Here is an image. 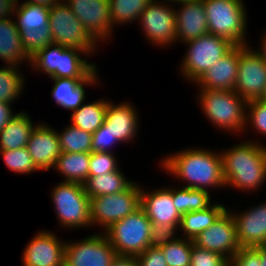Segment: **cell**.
<instances>
[{"mask_svg":"<svg viewBox=\"0 0 266 266\" xmlns=\"http://www.w3.org/2000/svg\"><path fill=\"white\" fill-rule=\"evenodd\" d=\"M212 151L200 147L184 148L166 155L159 164L167 174L184 182L182 187L206 191L227 188L221 152Z\"/></svg>","mask_w":266,"mask_h":266,"instance_id":"cell-1","label":"cell"},{"mask_svg":"<svg viewBox=\"0 0 266 266\" xmlns=\"http://www.w3.org/2000/svg\"><path fill=\"white\" fill-rule=\"evenodd\" d=\"M225 185L235 190L258 191L266 182V146L251 139L220 151Z\"/></svg>","mask_w":266,"mask_h":266,"instance_id":"cell-2","label":"cell"},{"mask_svg":"<svg viewBox=\"0 0 266 266\" xmlns=\"http://www.w3.org/2000/svg\"><path fill=\"white\" fill-rule=\"evenodd\" d=\"M88 55L81 49L52 43L30 57L29 66L50 78L86 79L98 68L95 63L88 62Z\"/></svg>","mask_w":266,"mask_h":266,"instance_id":"cell-3","label":"cell"},{"mask_svg":"<svg viewBox=\"0 0 266 266\" xmlns=\"http://www.w3.org/2000/svg\"><path fill=\"white\" fill-rule=\"evenodd\" d=\"M198 91L200 109L215 128L237 134L245 132L247 102L234 90Z\"/></svg>","mask_w":266,"mask_h":266,"instance_id":"cell-4","label":"cell"},{"mask_svg":"<svg viewBox=\"0 0 266 266\" xmlns=\"http://www.w3.org/2000/svg\"><path fill=\"white\" fill-rule=\"evenodd\" d=\"M208 21V32L224 38L234 46L249 45L247 11L243 0H202Z\"/></svg>","mask_w":266,"mask_h":266,"instance_id":"cell-5","label":"cell"},{"mask_svg":"<svg viewBox=\"0 0 266 266\" xmlns=\"http://www.w3.org/2000/svg\"><path fill=\"white\" fill-rule=\"evenodd\" d=\"M57 221L67 229H85L92 226L90 220V198L80 183H57L50 193Z\"/></svg>","mask_w":266,"mask_h":266,"instance_id":"cell-6","label":"cell"},{"mask_svg":"<svg viewBox=\"0 0 266 266\" xmlns=\"http://www.w3.org/2000/svg\"><path fill=\"white\" fill-rule=\"evenodd\" d=\"M151 221L140 207L104 231L116 254L138 256L150 242Z\"/></svg>","mask_w":266,"mask_h":266,"instance_id":"cell-7","label":"cell"},{"mask_svg":"<svg viewBox=\"0 0 266 266\" xmlns=\"http://www.w3.org/2000/svg\"><path fill=\"white\" fill-rule=\"evenodd\" d=\"M184 44L187 51L181 60L179 72L193 84L234 47L228 40L210 33Z\"/></svg>","mask_w":266,"mask_h":266,"instance_id":"cell-8","label":"cell"},{"mask_svg":"<svg viewBox=\"0 0 266 266\" xmlns=\"http://www.w3.org/2000/svg\"><path fill=\"white\" fill-rule=\"evenodd\" d=\"M14 11V22L28 57L54 43L49 28L50 8L37 4L19 3Z\"/></svg>","mask_w":266,"mask_h":266,"instance_id":"cell-9","label":"cell"},{"mask_svg":"<svg viewBox=\"0 0 266 266\" xmlns=\"http://www.w3.org/2000/svg\"><path fill=\"white\" fill-rule=\"evenodd\" d=\"M49 28L54 43L65 48L81 49L93 56L100 45L88 33L64 0L50 8Z\"/></svg>","mask_w":266,"mask_h":266,"instance_id":"cell-10","label":"cell"},{"mask_svg":"<svg viewBox=\"0 0 266 266\" xmlns=\"http://www.w3.org/2000/svg\"><path fill=\"white\" fill-rule=\"evenodd\" d=\"M140 207L141 186L134 182L127 190L90 198V220L93 227L103 228L100 232H104Z\"/></svg>","mask_w":266,"mask_h":266,"instance_id":"cell-11","label":"cell"},{"mask_svg":"<svg viewBox=\"0 0 266 266\" xmlns=\"http://www.w3.org/2000/svg\"><path fill=\"white\" fill-rule=\"evenodd\" d=\"M234 91L246 102L262 99L266 92V62L254 47L239 45Z\"/></svg>","mask_w":266,"mask_h":266,"instance_id":"cell-12","label":"cell"},{"mask_svg":"<svg viewBox=\"0 0 266 266\" xmlns=\"http://www.w3.org/2000/svg\"><path fill=\"white\" fill-rule=\"evenodd\" d=\"M163 1V2H162ZM175 4L165 0H152L141 13L138 23L147 42L168 47L176 43ZM174 43V44H173Z\"/></svg>","mask_w":266,"mask_h":266,"instance_id":"cell-13","label":"cell"},{"mask_svg":"<svg viewBox=\"0 0 266 266\" xmlns=\"http://www.w3.org/2000/svg\"><path fill=\"white\" fill-rule=\"evenodd\" d=\"M116 252L104 232L66 241L65 266H110Z\"/></svg>","mask_w":266,"mask_h":266,"instance_id":"cell-14","label":"cell"},{"mask_svg":"<svg viewBox=\"0 0 266 266\" xmlns=\"http://www.w3.org/2000/svg\"><path fill=\"white\" fill-rule=\"evenodd\" d=\"M88 33L104 43L112 36L109 0H64Z\"/></svg>","mask_w":266,"mask_h":266,"instance_id":"cell-15","label":"cell"},{"mask_svg":"<svg viewBox=\"0 0 266 266\" xmlns=\"http://www.w3.org/2000/svg\"><path fill=\"white\" fill-rule=\"evenodd\" d=\"M200 248L217 252L230 260L239 250L236 224L228 208L206 230L202 231L194 240Z\"/></svg>","mask_w":266,"mask_h":266,"instance_id":"cell-16","label":"cell"},{"mask_svg":"<svg viewBox=\"0 0 266 266\" xmlns=\"http://www.w3.org/2000/svg\"><path fill=\"white\" fill-rule=\"evenodd\" d=\"M52 231H38L22 253L23 266H65L66 240Z\"/></svg>","mask_w":266,"mask_h":266,"instance_id":"cell-17","label":"cell"},{"mask_svg":"<svg viewBox=\"0 0 266 266\" xmlns=\"http://www.w3.org/2000/svg\"><path fill=\"white\" fill-rule=\"evenodd\" d=\"M233 215L240 247H259L266 242V201ZM237 213V214H236Z\"/></svg>","mask_w":266,"mask_h":266,"instance_id":"cell-18","label":"cell"},{"mask_svg":"<svg viewBox=\"0 0 266 266\" xmlns=\"http://www.w3.org/2000/svg\"><path fill=\"white\" fill-rule=\"evenodd\" d=\"M36 167L40 171L54 168L61 155L57 132L48 124L38 123L26 146Z\"/></svg>","mask_w":266,"mask_h":266,"instance_id":"cell-19","label":"cell"},{"mask_svg":"<svg viewBox=\"0 0 266 266\" xmlns=\"http://www.w3.org/2000/svg\"><path fill=\"white\" fill-rule=\"evenodd\" d=\"M141 207L151 223L170 224L179 229L182 215L172 200V188H157L147 191L141 187Z\"/></svg>","mask_w":266,"mask_h":266,"instance_id":"cell-20","label":"cell"},{"mask_svg":"<svg viewBox=\"0 0 266 266\" xmlns=\"http://www.w3.org/2000/svg\"><path fill=\"white\" fill-rule=\"evenodd\" d=\"M180 7V8H179ZM176 43L182 44L208 34V21L202 0L179 3L175 9Z\"/></svg>","mask_w":266,"mask_h":266,"instance_id":"cell-21","label":"cell"},{"mask_svg":"<svg viewBox=\"0 0 266 266\" xmlns=\"http://www.w3.org/2000/svg\"><path fill=\"white\" fill-rule=\"evenodd\" d=\"M108 99L104 123L110 129L114 139L121 143L134 142L139 131L140 117L132 102L120 104Z\"/></svg>","mask_w":266,"mask_h":266,"instance_id":"cell-22","label":"cell"},{"mask_svg":"<svg viewBox=\"0 0 266 266\" xmlns=\"http://www.w3.org/2000/svg\"><path fill=\"white\" fill-rule=\"evenodd\" d=\"M239 62V46L217 60L194 84L198 89L234 90Z\"/></svg>","mask_w":266,"mask_h":266,"instance_id":"cell-23","label":"cell"},{"mask_svg":"<svg viewBox=\"0 0 266 266\" xmlns=\"http://www.w3.org/2000/svg\"><path fill=\"white\" fill-rule=\"evenodd\" d=\"M96 69L86 79H74V78H49L53 83L51 90V96L54 102L68 111L77 110L84 102L86 97V86L94 87L100 84L98 71ZM85 86V87H84Z\"/></svg>","mask_w":266,"mask_h":266,"instance_id":"cell-24","label":"cell"},{"mask_svg":"<svg viewBox=\"0 0 266 266\" xmlns=\"http://www.w3.org/2000/svg\"><path fill=\"white\" fill-rule=\"evenodd\" d=\"M0 59L4 65L17 67L30 63L13 18L0 20Z\"/></svg>","mask_w":266,"mask_h":266,"instance_id":"cell-25","label":"cell"},{"mask_svg":"<svg viewBox=\"0 0 266 266\" xmlns=\"http://www.w3.org/2000/svg\"><path fill=\"white\" fill-rule=\"evenodd\" d=\"M37 125L26 111L17 112L0 131V150L25 148Z\"/></svg>","mask_w":266,"mask_h":266,"instance_id":"cell-26","label":"cell"},{"mask_svg":"<svg viewBox=\"0 0 266 266\" xmlns=\"http://www.w3.org/2000/svg\"><path fill=\"white\" fill-rule=\"evenodd\" d=\"M227 209L224 204L214 203L208 208L200 211L187 212L182 215L179 232L183 238L195 240L204 230L208 229L218 217ZM183 231V232H181Z\"/></svg>","mask_w":266,"mask_h":266,"instance_id":"cell-27","label":"cell"},{"mask_svg":"<svg viewBox=\"0 0 266 266\" xmlns=\"http://www.w3.org/2000/svg\"><path fill=\"white\" fill-rule=\"evenodd\" d=\"M90 153L61 152L57 159L54 170L65 178L64 182L84 184L89 177Z\"/></svg>","mask_w":266,"mask_h":266,"instance_id":"cell-28","label":"cell"},{"mask_svg":"<svg viewBox=\"0 0 266 266\" xmlns=\"http://www.w3.org/2000/svg\"><path fill=\"white\" fill-rule=\"evenodd\" d=\"M134 182L129 180L119 168L107 174L88 177L83 186L88 197L93 198L127 190Z\"/></svg>","mask_w":266,"mask_h":266,"instance_id":"cell-29","label":"cell"},{"mask_svg":"<svg viewBox=\"0 0 266 266\" xmlns=\"http://www.w3.org/2000/svg\"><path fill=\"white\" fill-rule=\"evenodd\" d=\"M107 105L108 100L104 98L83 103L71 113V124L93 134L104 123Z\"/></svg>","mask_w":266,"mask_h":266,"instance_id":"cell-30","label":"cell"},{"mask_svg":"<svg viewBox=\"0 0 266 266\" xmlns=\"http://www.w3.org/2000/svg\"><path fill=\"white\" fill-rule=\"evenodd\" d=\"M210 191L186 188L172 187V200L176 204L177 211L183 215L187 212L200 211L211 206L212 200Z\"/></svg>","mask_w":266,"mask_h":266,"instance_id":"cell-31","label":"cell"},{"mask_svg":"<svg viewBox=\"0 0 266 266\" xmlns=\"http://www.w3.org/2000/svg\"><path fill=\"white\" fill-rule=\"evenodd\" d=\"M152 0H109L110 16L113 24L135 23Z\"/></svg>","mask_w":266,"mask_h":266,"instance_id":"cell-32","label":"cell"},{"mask_svg":"<svg viewBox=\"0 0 266 266\" xmlns=\"http://www.w3.org/2000/svg\"><path fill=\"white\" fill-rule=\"evenodd\" d=\"M25 76L20 68L12 65L0 67V102L13 104L23 93Z\"/></svg>","mask_w":266,"mask_h":266,"instance_id":"cell-33","label":"cell"},{"mask_svg":"<svg viewBox=\"0 0 266 266\" xmlns=\"http://www.w3.org/2000/svg\"><path fill=\"white\" fill-rule=\"evenodd\" d=\"M61 152L91 153L92 133L69 124L62 132L57 131Z\"/></svg>","mask_w":266,"mask_h":266,"instance_id":"cell-34","label":"cell"},{"mask_svg":"<svg viewBox=\"0 0 266 266\" xmlns=\"http://www.w3.org/2000/svg\"><path fill=\"white\" fill-rule=\"evenodd\" d=\"M194 241L178 236L174 241L160 247L167 266H190Z\"/></svg>","mask_w":266,"mask_h":266,"instance_id":"cell-35","label":"cell"},{"mask_svg":"<svg viewBox=\"0 0 266 266\" xmlns=\"http://www.w3.org/2000/svg\"><path fill=\"white\" fill-rule=\"evenodd\" d=\"M1 158L9 170L16 174H30L40 171L34 164L27 148L0 150Z\"/></svg>","mask_w":266,"mask_h":266,"instance_id":"cell-36","label":"cell"},{"mask_svg":"<svg viewBox=\"0 0 266 266\" xmlns=\"http://www.w3.org/2000/svg\"><path fill=\"white\" fill-rule=\"evenodd\" d=\"M248 127L254 129L256 134L266 136V102L262 99L247 102L246 132H249Z\"/></svg>","mask_w":266,"mask_h":266,"instance_id":"cell-37","label":"cell"},{"mask_svg":"<svg viewBox=\"0 0 266 266\" xmlns=\"http://www.w3.org/2000/svg\"><path fill=\"white\" fill-rule=\"evenodd\" d=\"M117 159L114 153L91 152L89 177L118 170L120 167Z\"/></svg>","mask_w":266,"mask_h":266,"instance_id":"cell-38","label":"cell"},{"mask_svg":"<svg viewBox=\"0 0 266 266\" xmlns=\"http://www.w3.org/2000/svg\"><path fill=\"white\" fill-rule=\"evenodd\" d=\"M190 266H229V260L217 252L192 245Z\"/></svg>","mask_w":266,"mask_h":266,"instance_id":"cell-39","label":"cell"},{"mask_svg":"<svg viewBox=\"0 0 266 266\" xmlns=\"http://www.w3.org/2000/svg\"><path fill=\"white\" fill-rule=\"evenodd\" d=\"M114 143H121L118 139H114L110 129L103 123L93 134L91 143V152L114 153L112 146Z\"/></svg>","mask_w":266,"mask_h":266,"instance_id":"cell-40","label":"cell"},{"mask_svg":"<svg viewBox=\"0 0 266 266\" xmlns=\"http://www.w3.org/2000/svg\"><path fill=\"white\" fill-rule=\"evenodd\" d=\"M178 230L170 224L151 223V233L149 247H162L172 241L178 236ZM175 236V237H174Z\"/></svg>","mask_w":266,"mask_h":266,"instance_id":"cell-41","label":"cell"},{"mask_svg":"<svg viewBox=\"0 0 266 266\" xmlns=\"http://www.w3.org/2000/svg\"><path fill=\"white\" fill-rule=\"evenodd\" d=\"M229 266H262L261 246L240 247L235 255L229 260Z\"/></svg>","mask_w":266,"mask_h":266,"instance_id":"cell-42","label":"cell"},{"mask_svg":"<svg viewBox=\"0 0 266 266\" xmlns=\"http://www.w3.org/2000/svg\"><path fill=\"white\" fill-rule=\"evenodd\" d=\"M135 258L138 266H167L165 256L158 247H148Z\"/></svg>","mask_w":266,"mask_h":266,"instance_id":"cell-43","label":"cell"},{"mask_svg":"<svg viewBox=\"0 0 266 266\" xmlns=\"http://www.w3.org/2000/svg\"><path fill=\"white\" fill-rule=\"evenodd\" d=\"M13 105L7 102H0V131L8 124V122L15 116L12 111ZM13 112V113H12Z\"/></svg>","mask_w":266,"mask_h":266,"instance_id":"cell-44","label":"cell"},{"mask_svg":"<svg viewBox=\"0 0 266 266\" xmlns=\"http://www.w3.org/2000/svg\"><path fill=\"white\" fill-rule=\"evenodd\" d=\"M16 4L17 0H0V20L14 18Z\"/></svg>","mask_w":266,"mask_h":266,"instance_id":"cell-45","label":"cell"},{"mask_svg":"<svg viewBox=\"0 0 266 266\" xmlns=\"http://www.w3.org/2000/svg\"><path fill=\"white\" fill-rule=\"evenodd\" d=\"M110 266H138L135 256L116 255Z\"/></svg>","mask_w":266,"mask_h":266,"instance_id":"cell-46","label":"cell"},{"mask_svg":"<svg viewBox=\"0 0 266 266\" xmlns=\"http://www.w3.org/2000/svg\"><path fill=\"white\" fill-rule=\"evenodd\" d=\"M62 0H24L22 1L23 3H29V4H37V5H42L46 6L48 8H51L53 5L56 3L60 2Z\"/></svg>","mask_w":266,"mask_h":266,"instance_id":"cell-47","label":"cell"},{"mask_svg":"<svg viewBox=\"0 0 266 266\" xmlns=\"http://www.w3.org/2000/svg\"><path fill=\"white\" fill-rule=\"evenodd\" d=\"M261 46L259 49H255L261 56L262 58L265 60L266 62V31L265 33H263L262 35V39H261Z\"/></svg>","mask_w":266,"mask_h":266,"instance_id":"cell-48","label":"cell"},{"mask_svg":"<svg viewBox=\"0 0 266 266\" xmlns=\"http://www.w3.org/2000/svg\"><path fill=\"white\" fill-rule=\"evenodd\" d=\"M261 264L266 266V246H261Z\"/></svg>","mask_w":266,"mask_h":266,"instance_id":"cell-49","label":"cell"},{"mask_svg":"<svg viewBox=\"0 0 266 266\" xmlns=\"http://www.w3.org/2000/svg\"><path fill=\"white\" fill-rule=\"evenodd\" d=\"M169 3H175V4H179V3H183V2H189V1H194V0H165Z\"/></svg>","mask_w":266,"mask_h":266,"instance_id":"cell-50","label":"cell"},{"mask_svg":"<svg viewBox=\"0 0 266 266\" xmlns=\"http://www.w3.org/2000/svg\"><path fill=\"white\" fill-rule=\"evenodd\" d=\"M262 100L266 102V92H265L264 96L262 97Z\"/></svg>","mask_w":266,"mask_h":266,"instance_id":"cell-51","label":"cell"}]
</instances>
